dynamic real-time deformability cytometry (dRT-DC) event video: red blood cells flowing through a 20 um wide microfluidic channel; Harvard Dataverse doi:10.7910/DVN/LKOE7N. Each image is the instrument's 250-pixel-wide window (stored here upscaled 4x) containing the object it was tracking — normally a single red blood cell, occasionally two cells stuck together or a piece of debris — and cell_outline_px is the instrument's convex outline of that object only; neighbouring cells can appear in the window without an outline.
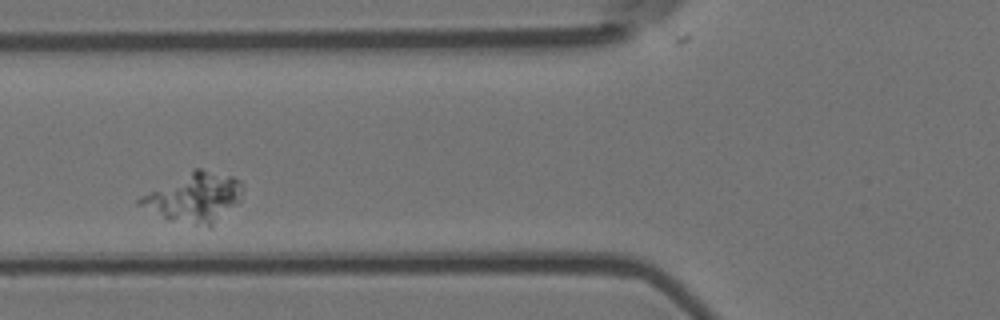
{"species": "Egyptian fruit bat (a non-hibernating species)", "species_latin": "Rousettus aegyptiacus", "temperature_condition": "room temperature", "stored_images_in_passage": 7, "camera_frame_rate_fps": 3000, "um_per_image_px": 0.085, "animal": {"sex": "female"}, "frame": {"image": 1, "passage_image": 3, "time_ms": 0.667, "image_size_px": [1000, 320], "cell_outline_px": [[244, 188], [240, 200], [212, 228], [208, 228], [168, 220], [136, 204], [136, 200], [140, 196], [196, 168], [200, 168], [232, 176], [240, 180], [244, 184]], "centroid_in_image_um": [16.55, 16.82], "position_along_channel_um": 109.2, "area_um2": 29.71}}
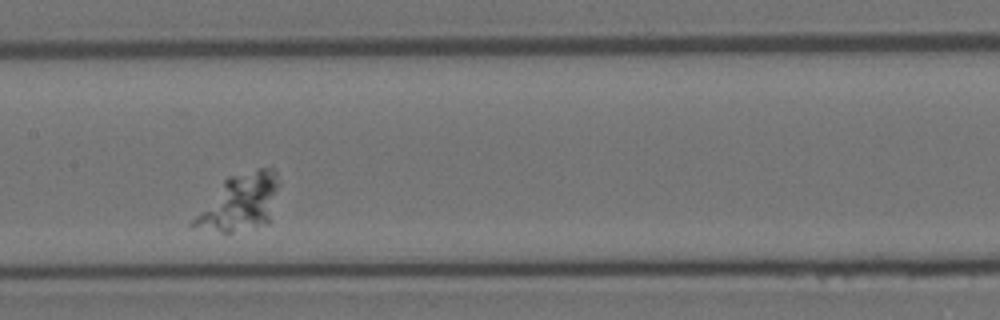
{"frame": {"image": 2, "passage_image": 5, "time_ms": 1.333, "image_size_px": [1000, 320], "cell_outline_px": [[280, 184], [272, 220], [268, 224], [256, 228], [232, 232], [224, 232], [188, 224], [224, 180], [228, 176], [260, 168], [272, 168], [276, 172], [280, 180]], "centroid_in_image_um": [20.49, 17.19], "position_along_channel_um": 186.9, "area_um2": 28.26}}
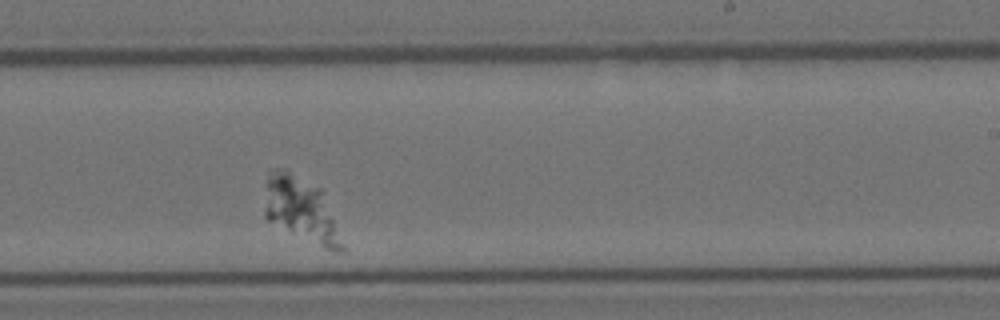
{"frame": {"image": 3, "passage_image": 7, "time_ms": 2.0, "image_size_px": [1000, 320], "cell_outline_px": [[348, 252], [336, 252], [324, 248], [268, 220], [264, 216], [264, 208], [268, 172], [272, 168], [288, 168], [320, 188]], "centroid_in_image_um": [25.59, 17.78], "position_along_channel_um": 263.4, "area_um2": 29.02}}